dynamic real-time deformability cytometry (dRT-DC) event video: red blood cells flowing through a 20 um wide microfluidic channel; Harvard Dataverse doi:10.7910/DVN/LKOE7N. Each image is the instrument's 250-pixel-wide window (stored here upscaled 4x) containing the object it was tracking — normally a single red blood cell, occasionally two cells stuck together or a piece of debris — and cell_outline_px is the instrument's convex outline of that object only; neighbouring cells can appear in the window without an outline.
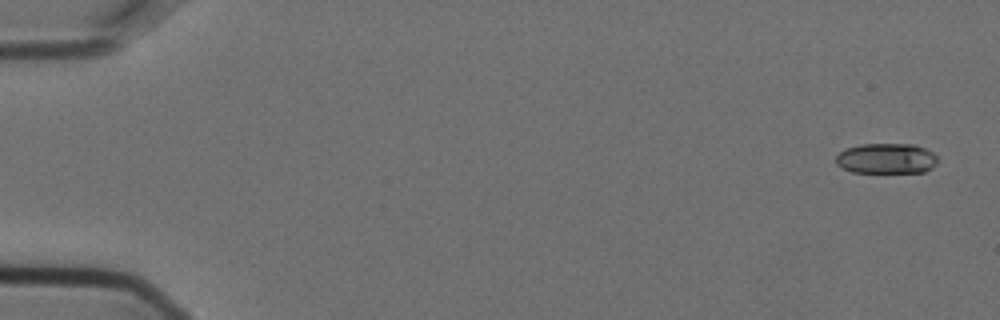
{"species": "Egyptian fruit bat (a non-hibernating species)", "species_latin": "Rousettus aegyptiacus", "temperature_condition": "cold", "stored_images_in_passage": 5, "camera_frame_rate_fps": 3000, "um_per_image_px": 0.085, "animal": {"sex": "female"}, "frame": {"image": 1, "passage_image": 1, "time_ms": 0.0, "image_size_px": [1000, 320], "cell_outline_px": [[936, 164], [932, 168], [924, 172], [852, 172], [836, 164], [836, 156], [844, 148], [860, 144], [916, 144], [932, 152], [936, 156]], "centroid_in_image_um": [75.33, 13.46], "position_along_channel_um": 9.7, "area_um2": 18.03}}
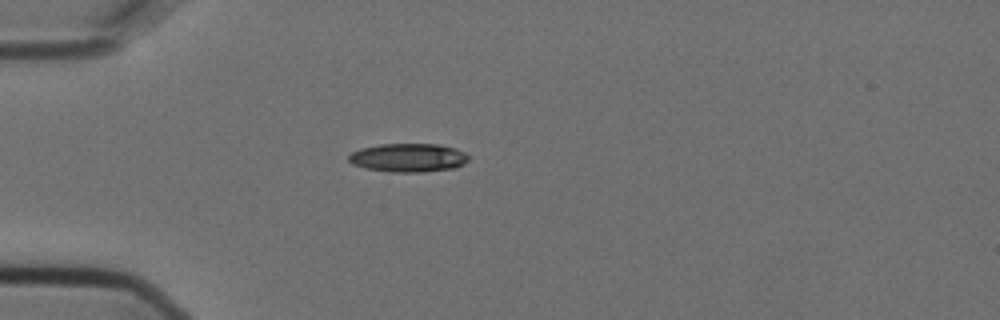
{"frame": {"image": 2, "passage_image": 4, "time_ms": 1.0, "image_size_px": [1000, 320], "cell_outline_px": [[468, 160], [464, 164], [456, 168], [420, 172], [392, 172], [368, 168], [352, 164], [348, 160], [348, 156], [352, 152], [360, 148], [380, 144], [440, 144], [456, 148], [464, 152], [468, 156]], "centroid_in_image_um": [34.72, 13.4], "position_along_channel_um": 50.3, "area_um2": 20.0}}